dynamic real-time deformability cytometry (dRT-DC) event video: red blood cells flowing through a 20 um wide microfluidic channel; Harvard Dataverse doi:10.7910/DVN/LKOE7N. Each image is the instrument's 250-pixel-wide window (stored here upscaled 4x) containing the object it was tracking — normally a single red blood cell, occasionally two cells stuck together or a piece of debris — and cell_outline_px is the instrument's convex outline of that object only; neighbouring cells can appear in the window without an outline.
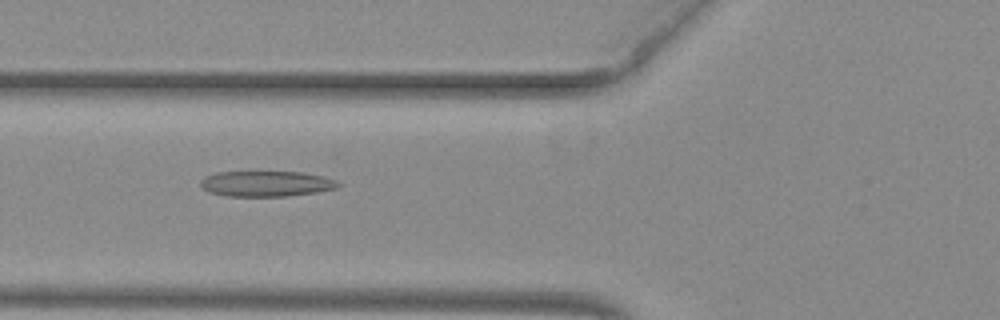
{"species": "common noctule bat (a hibernating species)", "species_latin": "Nyctalus noctula", "temperature_condition": "warm", "stored_images_in_passage": 46, "camera_frame_rate_fps": 3000, "um_per_image_px": 0.085, "animal": {"sex": "female", "body_mass_g": 29.2, "forearm_length_mm": 56.3}, "frame": {"image": 1, "passage_image": 14, "time_ms": 4.333, "image_size_px": [1000, 320], "cell_outline_px": [[344, 184], [336, 188], [316, 192], [288, 196], [228, 196], [208, 192], [200, 184], [200, 180], [204, 176], [216, 172], [256, 168], [304, 172], [324, 176], [336, 180]], "centroid_in_image_um": [22.62, 15.54], "position_along_channel_um": 103.2, "area_um2": 21.91}}
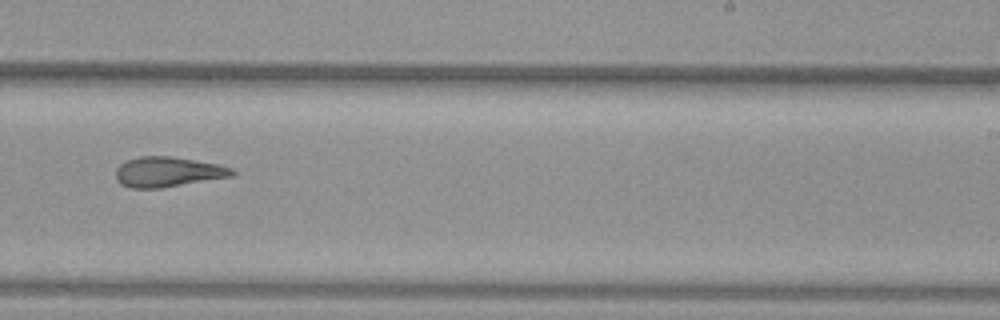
{"frame": {"image": 2, "passage_image": 27, "time_ms": 8.667, "image_size_px": [1000, 320], "cell_outline_px": [[236, 176], [160, 188], [128, 188], [120, 184], [116, 180], [116, 168], [120, 164], [128, 160], [140, 156], [168, 156], [216, 164], [232, 168], [236, 172]], "centroid_in_image_um": [14.26, 14.63], "position_along_channel_um": 274.7, "area_um2": 20.4}}
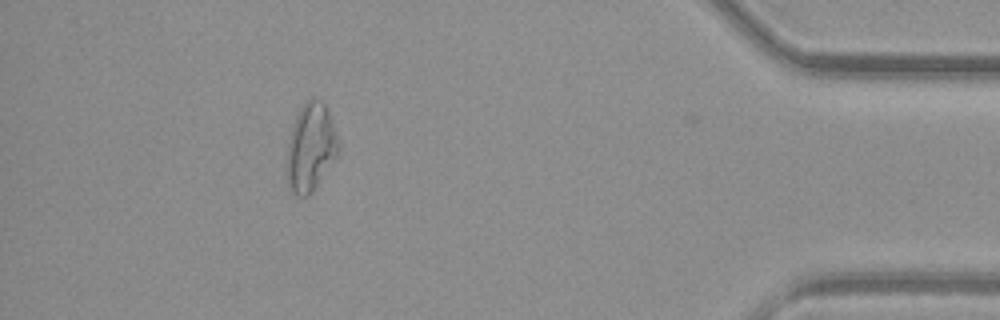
{"frame": {"image": 3, "passage_image": 41, "time_ms": 13.333, "image_size_px": [1000, 320], "cell_outline_px": [[340, 148], [336, 156], [312, 192], [308, 196], [296, 196], [292, 192], [288, 184], [288, 144], [292, 124], [300, 108], [312, 96], [316, 96], [324, 104], [328, 112]], "centroid_in_image_um": [26.4, 12.51], "position_along_channel_um": 408.8, "area_um2": 25.84}, "authors_computed_cell_mechanics": {"area_um2": 22.2241, "velocity_mm_per_s": 3.9594, "shape_relaxation_time_tau1_ms": null, "shape_relaxation_time_tau2_ms": 3.2282, "deformation_change_tau1": null, "deformation_change_tau2": 0.1382}}